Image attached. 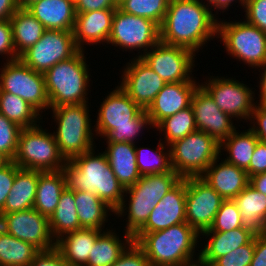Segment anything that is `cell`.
<instances>
[{"label":"cell","mask_w":266,"mask_h":266,"mask_svg":"<svg viewBox=\"0 0 266 266\" xmlns=\"http://www.w3.org/2000/svg\"><path fill=\"white\" fill-rule=\"evenodd\" d=\"M115 10L102 9L76 14L73 37L80 50H84V43H108Z\"/></svg>","instance_id":"22"},{"label":"cell","mask_w":266,"mask_h":266,"mask_svg":"<svg viewBox=\"0 0 266 266\" xmlns=\"http://www.w3.org/2000/svg\"><path fill=\"white\" fill-rule=\"evenodd\" d=\"M249 121L253 124L249 129L260 141L266 142V106L256 104Z\"/></svg>","instance_id":"49"},{"label":"cell","mask_w":266,"mask_h":266,"mask_svg":"<svg viewBox=\"0 0 266 266\" xmlns=\"http://www.w3.org/2000/svg\"><path fill=\"white\" fill-rule=\"evenodd\" d=\"M250 266H266V234L255 235V249Z\"/></svg>","instance_id":"52"},{"label":"cell","mask_w":266,"mask_h":266,"mask_svg":"<svg viewBox=\"0 0 266 266\" xmlns=\"http://www.w3.org/2000/svg\"><path fill=\"white\" fill-rule=\"evenodd\" d=\"M12 161L22 169L41 172L63 170L66 164L54 134L47 132L41 125L21 129L17 152Z\"/></svg>","instance_id":"9"},{"label":"cell","mask_w":266,"mask_h":266,"mask_svg":"<svg viewBox=\"0 0 266 266\" xmlns=\"http://www.w3.org/2000/svg\"><path fill=\"white\" fill-rule=\"evenodd\" d=\"M15 175L16 164L13 161L0 168V211L4 208L6 199L13 186Z\"/></svg>","instance_id":"47"},{"label":"cell","mask_w":266,"mask_h":266,"mask_svg":"<svg viewBox=\"0 0 266 266\" xmlns=\"http://www.w3.org/2000/svg\"><path fill=\"white\" fill-rule=\"evenodd\" d=\"M105 98L98 110L93 132L104 137L106 143L135 144L137 136L143 132L141 130L146 126L154 128L146 110H142L120 86Z\"/></svg>","instance_id":"3"},{"label":"cell","mask_w":266,"mask_h":266,"mask_svg":"<svg viewBox=\"0 0 266 266\" xmlns=\"http://www.w3.org/2000/svg\"><path fill=\"white\" fill-rule=\"evenodd\" d=\"M220 156L200 176L209 184L224 200L234 199L249 184V177L244 169L238 168Z\"/></svg>","instance_id":"23"},{"label":"cell","mask_w":266,"mask_h":266,"mask_svg":"<svg viewBox=\"0 0 266 266\" xmlns=\"http://www.w3.org/2000/svg\"><path fill=\"white\" fill-rule=\"evenodd\" d=\"M117 4L119 5L123 0H116Z\"/></svg>","instance_id":"60"},{"label":"cell","mask_w":266,"mask_h":266,"mask_svg":"<svg viewBox=\"0 0 266 266\" xmlns=\"http://www.w3.org/2000/svg\"><path fill=\"white\" fill-rule=\"evenodd\" d=\"M104 232L93 228H81L64 234L55 241V247L70 266H85L92 246Z\"/></svg>","instance_id":"26"},{"label":"cell","mask_w":266,"mask_h":266,"mask_svg":"<svg viewBox=\"0 0 266 266\" xmlns=\"http://www.w3.org/2000/svg\"><path fill=\"white\" fill-rule=\"evenodd\" d=\"M181 179L171 170L167 173L141 176L133 186L126 188L124 199L114 212L118 218L124 217L128 212L125 232L134 236L146 224L151 210ZM126 194L129 196V201L125 199Z\"/></svg>","instance_id":"5"},{"label":"cell","mask_w":266,"mask_h":266,"mask_svg":"<svg viewBox=\"0 0 266 266\" xmlns=\"http://www.w3.org/2000/svg\"><path fill=\"white\" fill-rule=\"evenodd\" d=\"M208 237V242L204 248L199 251V257L206 261L210 266L220 257L225 256L232 250L248 244L255 233L245 226L232 229L230 231H204L200 236Z\"/></svg>","instance_id":"25"},{"label":"cell","mask_w":266,"mask_h":266,"mask_svg":"<svg viewBox=\"0 0 266 266\" xmlns=\"http://www.w3.org/2000/svg\"><path fill=\"white\" fill-rule=\"evenodd\" d=\"M74 198L80 226L104 230L108 216L112 215L108 212L114 214L115 211L93 193L74 191Z\"/></svg>","instance_id":"32"},{"label":"cell","mask_w":266,"mask_h":266,"mask_svg":"<svg viewBox=\"0 0 266 266\" xmlns=\"http://www.w3.org/2000/svg\"><path fill=\"white\" fill-rule=\"evenodd\" d=\"M40 250L33 244L15 238L0 227V264L30 266Z\"/></svg>","instance_id":"36"},{"label":"cell","mask_w":266,"mask_h":266,"mask_svg":"<svg viewBox=\"0 0 266 266\" xmlns=\"http://www.w3.org/2000/svg\"><path fill=\"white\" fill-rule=\"evenodd\" d=\"M18 9L16 0H0V21L9 20Z\"/></svg>","instance_id":"53"},{"label":"cell","mask_w":266,"mask_h":266,"mask_svg":"<svg viewBox=\"0 0 266 266\" xmlns=\"http://www.w3.org/2000/svg\"><path fill=\"white\" fill-rule=\"evenodd\" d=\"M84 52L79 50L73 57L58 62L43 74L50 108L88 103L90 76Z\"/></svg>","instance_id":"6"},{"label":"cell","mask_w":266,"mask_h":266,"mask_svg":"<svg viewBox=\"0 0 266 266\" xmlns=\"http://www.w3.org/2000/svg\"><path fill=\"white\" fill-rule=\"evenodd\" d=\"M76 14L102 9H116V0H74Z\"/></svg>","instance_id":"51"},{"label":"cell","mask_w":266,"mask_h":266,"mask_svg":"<svg viewBox=\"0 0 266 266\" xmlns=\"http://www.w3.org/2000/svg\"><path fill=\"white\" fill-rule=\"evenodd\" d=\"M170 0H123L118 7L135 16L153 20L159 26L166 15Z\"/></svg>","instance_id":"40"},{"label":"cell","mask_w":266,"mask_h":266,"mask_svg":"<svg viewBox=\"0 0 266 266\" xmlns=\"http://www.w3.org/2000/svg\"><path fill=\"white\" fill-rule=\"evenodd\" d=\"M26 8L45 29L73 31L76 19L74 0H36Z\"/></svg>","instance_id":"24"},{"label":"cell","mask_w":266,"mask_h":266,"mask_svg":"<svg viewBox=\"0 0 266 266\" xmlns=\"http://www.w3.org/2000/svg\"><path fill=\"white\" fill-rule=\"evenodd\" d=\"M233 200L240 211L243 226L255 234H266V195L248 184Z\"/></svg>","instance_id":"29"},{"label":"cell","mask_w":266,"mask_h":266,"mask_svg":"<svg viewBox=\"0 0 266 266\" xmlns=\"http://www.w3.org/2000/svg\"><path fill=\"white\" fill-rule=\"evenodd\" d=\"M262 69L261 78L259 81V100L256 101V104L266 106V63L259 67ZM264 69V70H263ZM259 101V102H258ZM258 102V103H257Z\"/></svg>","instance_id":"56"},{"label":"cell","mask_w":266,"mask_h":266,"mask_svg":"<svg viewBox=\"0 0 266 266\" xmlns=\"http://www.w3.org/2000/svg\"><path fill=\"white\" fill-rule=\"evenodd\" d=\"M30 266H70L56 247L40 250L33 258Z\"/></svg>","instance_id":"48"},{"label":"cell","mask_w":266,"mask_h":266,"mask_svg":"<svg viewBox=\"0 0 266 266\" xmlns=\"http://www.w3.org/2000/svg\"><path fill=\"white\" fill-rule=\"evenodd\" d=\"M246 172L248 177L266 172V142L260 140L257 142Z\"/></svg>","instance_id":"50"},{"label":"cell","mask_w":266,"mask_h":266,"mask_svg":"<svg viewBox=\"0 0 266 266\" xmlns=\"http://www.w3.org/2000/svg\"><path fill=\"white\" fill-rule=\"evenodd\" d=\"M223 201L201 177L186 178V223L199 235L211 228Z\"/></svg>","instance_id":"16"},{"label":"cell","mask_w":266,"mask_h":266,"mask_svg":"<svg viewBox=\"0 0 266 266\" xmlns=\"http://www.w3.org/2000/svg\"><path fill=\"white\" fill-rule=\"evenodd\" d=\"M130 61L122 71L119 85L142 110H147L167 83L141 58L134 57Z\"/></svg>","instance_id":"18"},{"label":"cell","mask_w":266,"mask_h":266,"mask_svg":"<svg viewBox=\"0 0 266 266\" xmlns=\"http://www.w3.org/2000/svg\"><path fill=\"white\" fill-rule=\"evenodd\" d=\"M249 184L262 194L266 195V172L249 177Z\"/></svg>","instance_id":"55"},{"label":"cell","mask_w":266,"mask_h":266,"mask_svg":"<svg viewBox=\"0 0 266 266\" xmlns=\"http://www.w3.org/2000/svg\"><path fill=\"white\" fill-rule=\"evenodd\" d=\"M103 151L109 166L124 189L133 186L141 177L136 163L135 144L128 142L107 143Z\"/></svg>","instance_id":"27"},{"label":"cell","mask_w":266,"mask_h":266,"mask_svg":"<svg viewBox=\"0 0 266 266\" xmlns=\"http://www.w3.org/2000/svg\"><path fill=\"white\" fill-rule=\"evenodd\" d=\"M197 81L167 83L147 108L154 128L165 118L191 106V100L197 87Z\"/></svg>","instance_id":"21"},{"label":"cell","mask_w":266,"mask_h":266,"mask_svg":"<svg viewBox=\"0 0 266 266\" xmlns=\"http://www.w3.org/2000/svg\"><path fill=\"white\" fill-rule=\"evenodd\" d=\"M255 237L243 246L218 258L211 266H250L254 255Z\"/></svg>","instance_id":"43"},{"label":"cell","mask_w":266,"mask_h":266,"mask_svg":"<svg viewBox=\"0 0 266 266\" xmlns=\"http://www.w3.org/2000/svg\"><path fill=\"white\" fill-rule=\"evenodd\" d=\"M19 8H26L28 5H30L32 2L36 0H16Z\"/></svg>","instance_id":"59"},{"label":"cell","mask_w":266,"mask_h":266,"mask_svg":"<svg viewBox=\"0 0 266 266\" xmlns=\"http://www.w3.org/2000/svg\"><path fill=\"white\" fill-rule=\"evenodd\" d=\"M48 220L51 236L55 241L66 233L82 228L77 216L73 190L65 188L54 213Z\"/></svg>","instance_id":"35"},{"label":"cell","mask_w":266,"mask_h":266,"mask_svg":"<svg viewBox=\"0 0 266 266\" xmlns=\"http://www.w3.org/2000/svg\"><path fill=\"white\" fill-rule=\"evenodd\" d=\"M239 227H243V220L236 203L231 199L222 202L211 228L206 231L225 232Z\"/></svg>","instance_id":"41"},{"label":"cell","mask_w":266,"mask_h":266,"mask_svg":"<svg viewBox=\"0 0 266 266\" xmlns=\"http://www.w3.org/2000/svg\"><path fill=\"white\" fill-rule=\"evenodd\" d=\"M155 128L158 129L159 133L162 134L163 132V139H165L163 143H166L167 146L183 139L188 134L197 130L192 106L165 118Z\"/></svg>","instance_id":"38"},{"label":"cell","mask_w":266,"mask_h":266,"mask_svg":"<svg viewBox=\"0 0 266 266\" xmlns=\"http://www.w3.org/2000/svg\"><path fill=\"white\" fill-rule=\"evenodd\" d=\"M11 160L0 151V168H3L7 165Z\"/></svg>","instance_id":"58"},{"label":"cell","mask_w":266,"mask_h":266,"mask_svg":"<svg viewBox=\"0 0 266 266\" xmlns=\"http://www.w3.org/2000/svg\"><path fill=\"white\" fill-rule=\"evenodd\" d=\"M258 141L259 139L250 129L243 132L235 130L220 142V155H222L221 150L224 149L229 154L224 160L246 171Z\"/></svg>","instance_id":"34"},{"label":"cell","mask_w":266,"mask_h":266,"mask_svg":"<svg viewBox=\"0 0 266 266\" xmlns=\"http://www.w3.org/2000/svg\"><path fill=\"white\" fill-rule=\"evenodd\" d=\"M191 106L197 130L214 137L219 143L236 129L232 118L220 110L210 94L199 85L195 90Z\"/></svg>","instance_id":"19"},{"label":"cell","mask_w":266,"mask_h":266,"mask_svg":"<svg viewBox=\"0 0 266 266\" xmlns=\"http://www.w3.org/2000/svg\"><path fill=\"white\" fill-rule=\"evenodd\" d=\"M206 1H207L206 4L210 6L211 12L213 13L214 8L216 12L217 10L218 11L223 10L222 12H225L224 10L229 9V7L232 6L231 3L234 1L235 2L238 1V3L241 4L243 9L245 10L247 0H206Z\"/></svg>","instance_id":"54"},{"label":"cell","mask_w":266,"mask_h":266,"mask_svg":"<svg viewBox=\"0 0 266 266\" xmlns=\"http://www.w3.org/2000/svg\"><path fill=\"white\" fill-rule=\"evenodd\" d=\"M22 128L0 113V151L11 161L18 148V137Z\"/></svg>","instance_id":"42"},{"label":"cell","mask_w":266,"mask_h":266,"mask_svg":"<svg viewBox=\"0 0 266 266\" xmlns=\"http://www.w3.org/2000/svg\"><path fill=\"white\" fill-rule=\"evenodd\" d=\"M245 20L266 33V0H247Z\"/></svg>","instance_id":"44"},{"label":"cell","mask_w":266,"mask_h":266,"mask_svg":"<svg viewBox=\"0 0 266 266\" xmlns=\"http://www.w3.org/2000/svg\"><path fill=\"white\" fill-rule=\"evenodd\" d=\"M0 113L22 129L40 125L42 120L41 114L34 107L9 92H0Z\"/></svg>","instance_id":"37"},{"label":"cell","mask_w":266,"mask_h":266,"mask_svg":"<svg viewBox=\"0 0 266 266\" xmlns=\"http://www.w3.org/2000/svg\"><path fill=\"white\" fill-rule=\"evenodd\" d=\"M0 55L7 56L6 61L19 59L13 44L12 26L10 20L0 21Z\"/></svg>","instance_id":"46"},{"label":"cell","mask_w":266,"mask_h":266,"mask_svg":"<svg viewBox=\"0 0 266 266\" xmlns=\"http://www.w3.org/2000/svg\"><path fill=\"white\" fill-rule=\"evenodd\" d=\"M204 83L200 85L210 94L221 111L231 118L250 120L256 105L253 89L235 78L227 77L210 76Z\"/></svg>","instance_id":"15"},{"label":"cell","mask_w":266,"mask_h":266,"mask_svg":"<svg viewBox=\"0 0 266 266\" xmlns=\"http://www.w3.org/2000/svg\"><path fill=\"white\" fill-rule=\"evenodd\" d=\"M199 237L185 222L155 232H137L133 240L145 252L151 266H179L196 259Z\"/></svg>","instance_id":"4"},{"label":"cell","mask_w":266,"mask_h":266,"mask_svg":"<svg viewBox=\"0 0 266 266\" xmlns=\"http://www.w3.org/2000/svg\"><path fill=\"white\" fill-rule=\"evenodd\" d=\"M197 260L194 259L189 261V262H186V263H183L179 266H210L206 261L202 260L200 257H199V253L197 254Z\"/></svg>","instance_id":"57"},{"label":"cell","mask_w":266,"mask_h":266,"mask_svg":"<svg viewBox=\"0 0 266 266\" xmlns=\"http://www.w3.org/2000/svg\"><path fill=\"white\" fill-rule=\"evenodd\" d=\"M9 20L12 26L13 44L18 56L36 44L46 30L27 8H19Z\"/></svg>","instance_id":"33"},{"label":"cell","mask_w":266,"mask_h":266,"mask_svg":"<svg viewBox=\"0 0 266 266\" xmlns=\"http://www.w3.org/2000/svg\"><path fill=\"white\" fill-rule=\"evenodd\" d=\"M172 170L181 178L200 177L220 156V143L196 130L169 145Z\"/></svg>","instance_id":"8"},{"label":"cell","mask_w":266,"mask_h":266,"mask_svg":"<svg viewBox=\"0 0 266 266\" xmlns=\"http://www.w3.org/2000/svg\"><path fill=\"white\" fill-rule=\"evenodd\" d=\"M161 141L162 140L160 138L159 143L157 144L158 148L157 149L155 148L156 151L153 150V152H151L152 153V155L150 154L151 156L147 155L149 154L147 152L152 151L150 148L148 147L138 148L135 145L136 163L141 176L149 174L167 173L172 170L170 162V150H168L169 146L165 145ZM166 146H167V151L165 150Z\"/></svg>","instance_id":"39"},{"label":"cell","mask_w":266,"mask_h":266,"mask_svg":"<svg viewBox=\"0 0 266 266\" xmlns=\"http://www.w3.org/2000/svg\"><path fill=\"white\" fill-rule=\"evenodd\" d=\"M186 178H182L150 212L138 232H155L186 222Z\"/></svg>","instance_id":"20"},{"label":"cell","mask_w":266,"mask_h":266,"mask_svg":"<svg viewBox=\"0 0 266 266\" xmlns=\"http://www.w3.org/2000/svg\"><path fill=\"white\" fill-rule=\"evenodd\" d=\"M160 41V27L153 20L128 14L119 7L114 12L111 33L107 44L118 46L122 51H136L145 54ZM140 52V49H142ZM141 53V54H140Z\"/></svg>","instance_id":"11"},{"label":"cell","mask_w":266,"mask_h":266,"mask_svg":"<svg viewBox=\"0 0 266 266\" xmlns=\"http://www.w3.org/2000/svg\"><path fill=\"white\" fill-rule=\"evenodd\" d=\"M57 123L55 141L62 157L67 161L95 148L94 133L87 103L50 108Z\"/></svg>","instance_id":"7"},{"label":"cell","mask_w":266,"mask_h":266,"mask_svg":"<svg viewBox=\"0 0 266 266\" xmlns=\"http://www.w3.org/2000/svg\"><path fill=\"white\" fill-rule=\"evenodd\" d=\"M0 69V92H9L24 99L39 113L50 109L42 73L26 66L20 59L7 61Z\"/></svg>","instance_id":"12"},{"label":"cell","mask_w":266,"mask_h":266,"mask_svg":"<svg viewBox=\"0 0 266 266\" xmlns=\"http://www.w3.org/2000/svg\"><path fill=\"white\" fill-rule=\"evenodd\" d=\"M63 172L68 189L96 194L114 211L121 205L125 189L109 166L104 152L95 155L93 148L67 161Z\"/></svg>","instance_id":"2"},{"label":"cell","mask_w":266,"mask_h":266,"mask_svg":"<svg viewBox=\"0 0 266 266\" xmlns=\"http://www.w3.org/2000/svg\"><path fill=\"white\" fill-rule=\"evenodd\" d=\"M66 187V178L63 170L39 171L33 208L49 219L54 213L59 203L60 196Z\"/></svg>","instance_id":"30"},{"label":"cell","mask_w":266,"mask_h":266,"mask_svg":"<svg viewBox=\"0 0 266 266\" xmlns=\"http://www.w3.org/2000/svg\"><path fill=\"white\" fill-rule=\"evenodd\" d=\"M38 179V170L22 169L16 165L13 186L0 214H8L33 208Z\"/></svg>","instance_id":"28"},{"label":"cell","mask_w":266,"mask_h":266,"mask_svg":"<svg viewBox=\"0 0 266 266\" xmlns=\"http://www.w3.org/2000/svg\"><path fill=\"white\" fill-rule=\"evenodd\" d=\"M195 53L181 46L159 41L140 58L166 83L196 81L191 77Z\"/></svg>","instance_id":"14"},{"label":"cell","mask_w":266,"mask_h":266,"mask_svg":"<svg viewBox=\"0 0 266 266\" xmlns=\"http://www.w3.org/2000/svg\"><path fill=\"white\" fill-rule=\"evenodd\" d=\"M203 0H170L160 27V41L185 47L195 54L217 38L218 18Z\"/></svg>","instance_id":"1"},{"label":"cell","mask_w":266,"mask_h":266,"mask_svg":"<svg viewBox=\"0 0 266 266\" xmlns=\"http://www.w3.org/2000/svg\"><path fill=\"white\" fill-rule=\"evenodd\" d=\"M92 246L88 262L85 266H112L115 261L134 242L133 236L125 232L124 241L119 236L106 228Z\"/></svg>","instance_id":"31"},{"label":"cell","mask_w":266,"mask_h":266,"mask_svg":"<svg viewBox=\"0 0 266 266\" xmlns=\"http://www.w3.org/2000/svg\"><path fill=\"white\" fill-rule=\"evenodd\" d=\"M79 50L73 31L46 29L41 39L24 51L19 59L34 71L44 74L58 62L73 57Z\"/></svg>","instance_id":"13"},{"label":"cell","mask_w":266,"mask_h":266,"mask_svg":"<svg viewBox=\"0 0 266 266\" xmlns=\"http://www.w3.org/2000/svg\"><path fill=\"white\" fill-rule=\"evenodd\" d=\"M112 266H151L145 252L133 242Z\"/></svg>","instance_id":"45"},{"label":"cell","mask_w":266,"mask_h":266,"mask_svg":"<svg viewBox=\"0 0 266 266\" xmlns=\"http://www.w3.org/2000/svg\"><path fill=\"white\" fill-rule=\"evenodd\" d=\"M217 37L226 52L249 67L259 68L266 63V33L244 21H218Z\"/></svg>","instance_id":"10"},{"label":"cell","mask_w":266,"mask_h":266,"mask_svg":"<svg viewBox=\"0 0 266 266\" xmlns=\"http://www.w3.org/2000/svg\"><path fill=\"white\" fill-rule=\"evenodd\" d=\"M0 227L15 238L33 244L39 250L55 247L48 218L34 208L0 214Z\"/></svg>","instance_id":"17"}]
</instances>
